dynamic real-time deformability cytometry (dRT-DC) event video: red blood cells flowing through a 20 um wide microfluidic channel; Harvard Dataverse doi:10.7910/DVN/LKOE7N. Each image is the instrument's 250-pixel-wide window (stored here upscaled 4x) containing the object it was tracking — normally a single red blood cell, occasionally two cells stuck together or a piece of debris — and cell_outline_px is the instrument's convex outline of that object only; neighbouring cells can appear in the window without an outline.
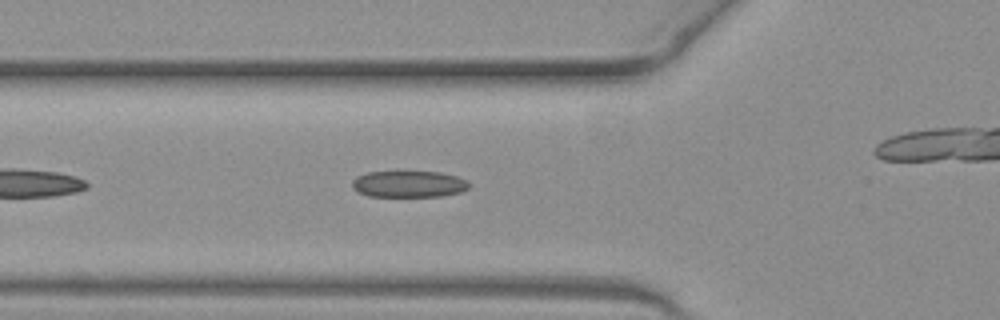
{"species": "common noctule bat (a hibernating species)", "species_latin": "Nyctalus noctula", "temperature_condition": "warm", "stored_images_in_passage": 30, "camera_frame_rate_fps": 3000, "um_per_image_px": 0.085, "animal": {"sex": "female", "body_mass_g": 19.3, "forearm_length_mm": 54.1}, "frame": {"image": 1, "passage_image": 6, "time_ms": 1.667, "image_size_px": [1000, 320], "cell_outline_px": [[468, 188], [460, 192], [440, 196], [368, 196], [352, 188], [352, 180], [368, 172], [440, 172], [456, 176], [464, 180], [468, 184]], "centroid_in_image_um": [34.73, 15.65], "position_along_channel_um": 91.1, "area_um2": 17.69}}
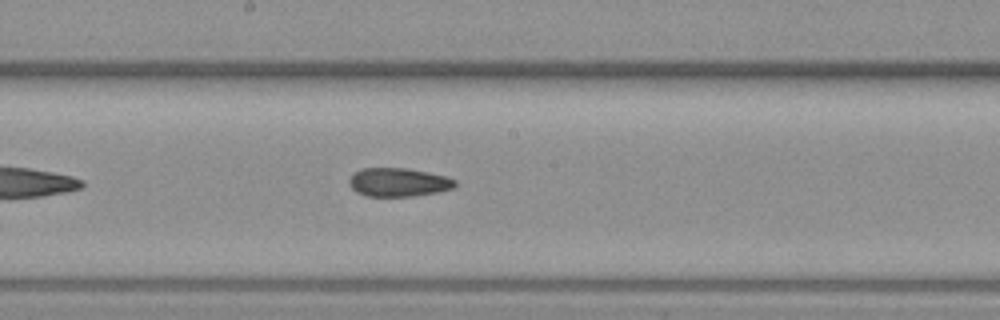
{"frame": {"image": 2, "passage_image": 15, "time_ms": 4.667, "image_size_px": [1000, 320], "cell_outline_px": [[456, 184], [452, 188], [436, 192], [412, 196], [368, 196], [356, 192], [348, 184], [348, 180], [360, 168], [408, 168], [448, 176], [456, 180]], "centroid_in_image_um": [33.86, 15.48], "position_along_channel_um": 214.3, "area_um2": 17.63}}
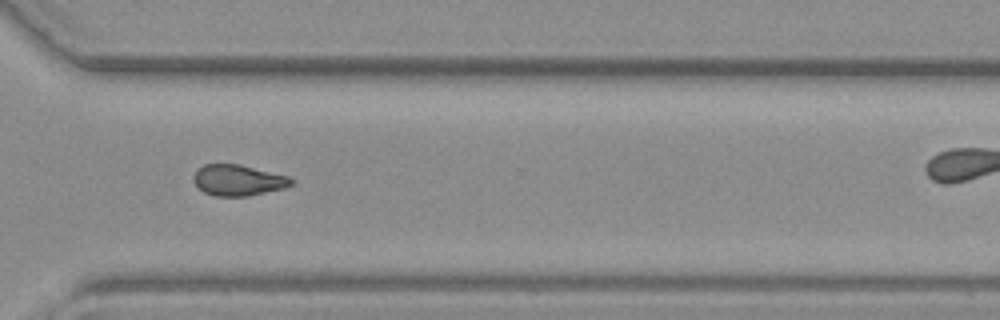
{"frame": {"image": 3, "passage_image": 25, "time_ms": 8.0, "image_size_px": [1000, 320], "cell_outline_px": [[296, 180], [292, 184], [284, 188], [248, 196], [216, 196], [204, 192], [192, 180], [196, 172], [204, 164], [240, 164], [288, 176]], "centroid_in_image_um": [20.27, 15.32], "position_along_channel_um": 350.3, "area_um2": 17.51}}